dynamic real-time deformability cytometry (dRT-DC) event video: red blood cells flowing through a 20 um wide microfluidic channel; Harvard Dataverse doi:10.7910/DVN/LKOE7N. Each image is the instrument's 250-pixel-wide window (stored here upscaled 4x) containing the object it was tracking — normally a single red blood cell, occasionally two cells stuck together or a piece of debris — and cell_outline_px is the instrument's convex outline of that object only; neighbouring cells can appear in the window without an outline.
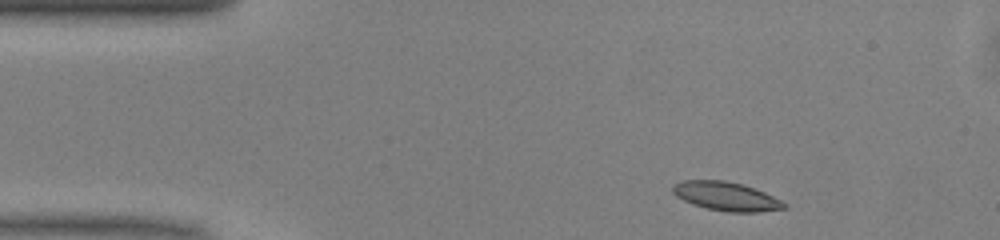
{"species": "common noctule bat (a hibernating species)", "species_latin": "Nyctalus noctula", "temperature_condition": "warm", "stored_images_in_passage": 45, "camera_frame_rate_fps": 3000, "um_per_image_px": 0.085, "animal": {"sex": "male", "body_mass_g": 13.0, "forearm_length_mm": 53.1}, "frame": {"image": 1, "passage_image": 2, "time_ms": 0.333, "image_size_px": [1000, 240], "cell_outline_px": [[788, 204], [784, 208], [760, 212], [728, 212], [708, 208], [692, 204], [676, 196], [672, 192], [672, 184], [684, 180], [724, 180], [740, 184], [764, 192]], "centroid_in_image_um": [61.69, 16.68], "position_along_channel_um": 23.3, "area_um2": 18.5}}
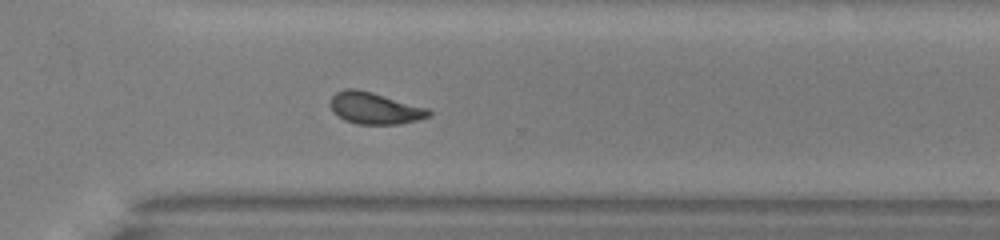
{"frame": {"image": 2, "passage_image": 30, "time_ms": 9.667, "image_size_px": [1000, 240], "cell_outline_px": [[432, 116], [400, 124], [356, 124], [344, 120], [332, 112], [328, 104], [332, 96], [336, 92], [344, 88], [356, 88], [372, 92], [428, 108], [432, 112]], "centroid_in_image_um": [31.81, 9.19], "position_along_channel_um": 338.8, "area_um2": 18.44}}
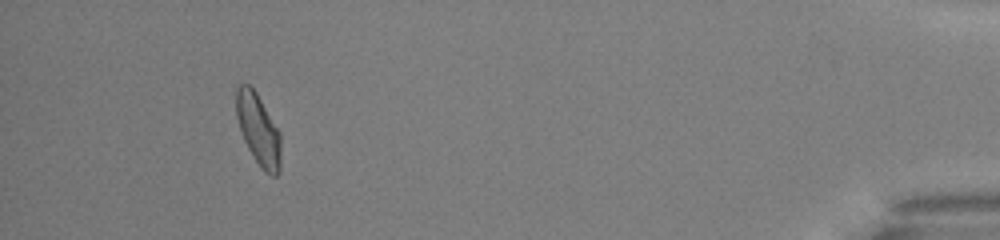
{"frame": {"image": 3, "passage_image": 41, "time_ms": 13.333, "image_size_px": [1000, 240], "cell_outline_px": [[280, 172], [276, 176], [272, 176], [264, 172], [248, 148], [244, 140], [236, 116], [236, 88], [240, 84], [248, 84], [256, 92], [280, 132]], "centroid_in_image_um": [21.96, 11.02], "position_along_channel_um": 413.2, "area_um2": 18.38}, "authors_computed_cell_mechanics": {"area_um2": 18.3226, "velocity_mm_per_s": 4.0751, "shape_relaxation_time_tau1_ms": 4.5188, "shape_relaxation_time_tau2_ms": 2.0759, "deformation_change_tau1": 0.1402, "deformation_change_tau2": 0.0811}}